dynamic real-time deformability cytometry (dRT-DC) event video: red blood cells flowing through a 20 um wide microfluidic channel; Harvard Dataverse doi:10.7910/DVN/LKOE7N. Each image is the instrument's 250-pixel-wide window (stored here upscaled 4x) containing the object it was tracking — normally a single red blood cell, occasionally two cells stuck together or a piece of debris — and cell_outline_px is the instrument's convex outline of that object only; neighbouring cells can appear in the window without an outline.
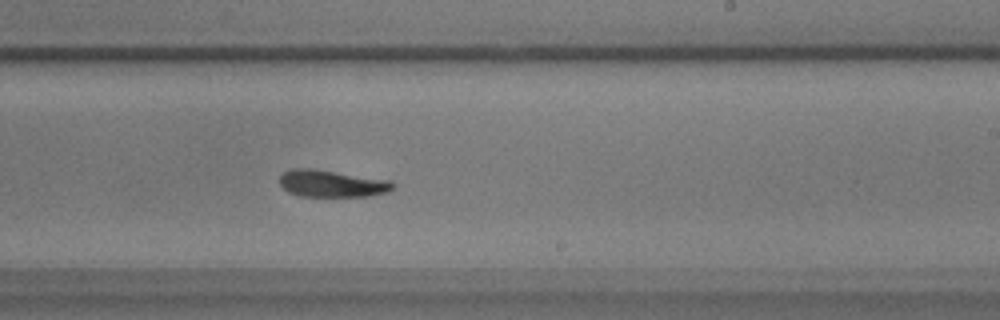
{"species": "common noctule bat (a hibernating species)", "species_latin": "Nyctalus noctula", "temperature_condition": "warm", "stored_images_in_passage": 58, "camera_frame_rate_fps": 3000, "um_per_image_px": 0.085, "animal": {"sex": "male", "body_mass_g": 17.9}, "frame": {"image": 1, "passage_image": 34, "time_ms": 11.0, "image_size_px": [1000, 320], "cell_outline_px": [[396, 184], [388, 192], [368, 196], [300, 196], [288, 192], [280, 184], [280, 176], [284, 172], [292, 168], [312, 168], [392, 180]], "centroid_in_image_um": [28.23, 15.59], "position_along_channel_um": 260.8, "area_um2": 17.92}, "authors_computed_cell_mechanics": {"area_um2": 18.0336, "velocity_mm_per_s": 3.4653, "shape_relaxation_time_tau1_ms": 5.518, "shape_relaxation_time_tau2_ms": 9.2543, "deformation_change_tau1": 0.1513, "deformation_change_tau2": 0.1923}}